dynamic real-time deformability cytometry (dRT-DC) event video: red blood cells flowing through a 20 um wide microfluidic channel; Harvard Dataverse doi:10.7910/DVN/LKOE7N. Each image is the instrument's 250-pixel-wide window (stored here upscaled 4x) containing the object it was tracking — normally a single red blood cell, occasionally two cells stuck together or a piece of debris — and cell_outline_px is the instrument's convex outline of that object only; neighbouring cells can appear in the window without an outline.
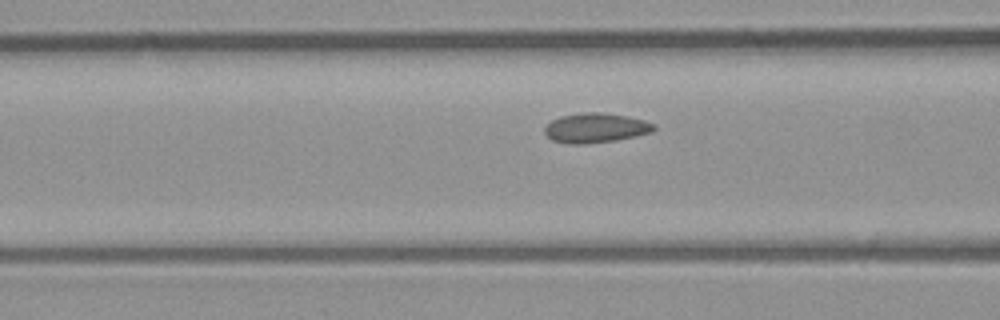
{"species": "common noctule bat (a hibernating species)", "species_latin": "Nyctalus noctula", "temperature_condition": "room temperature", "stored_images_in_passage": 14, "camera_frame_rate_fps": 3000, "um_per_image_px": 0.085, "animal": {"sex": "male", "body_mass_g": 23.1, "forearm_length_mm": 52.7}, "frame": {"image": 1, "passage_image": 12, "time_ms": 3.667, "image_size_px": [1000, 320], "cell_outline_px": [[656, 128], [652, 132], [636, 136], [616, 140], [584, 144], [572, 144], [552, 140], [544, 132], [544, 128], [552, 120], [560, 116], [580, 112], [604, 112], [628, 116], [644, 120], [656, 124]], "centroid_in_image_um": [50.65, 10.86], "position_along_channel_um": 115.9, "area_um2": 19.02}}